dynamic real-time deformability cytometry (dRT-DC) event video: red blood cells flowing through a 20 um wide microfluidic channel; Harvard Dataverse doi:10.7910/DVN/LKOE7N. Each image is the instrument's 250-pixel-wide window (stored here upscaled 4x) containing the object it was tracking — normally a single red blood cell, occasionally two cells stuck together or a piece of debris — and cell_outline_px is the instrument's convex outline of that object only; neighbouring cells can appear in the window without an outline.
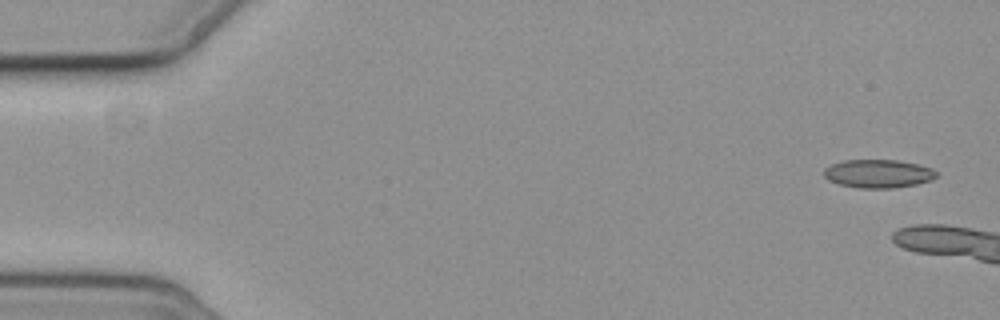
{"species": "common noctule bat (a hibernating species)", "species_latin": "Nyctalus noctula", "temperature_condition": "cold", "stored_images_in_passage": 2, "camera_frame_rate_fps": 3000, "um_per_image_px": 0.085, "animal": {"sex": "female", "body_mass_g": 19.3, "forearm_length_mm": 54.1}, "frame": {"image": 1, "passage_image": 1, "time_ms": 0.0, "image_size_px": [1000, 320], "cell_outline_px": [[936, 176], [928, 180], [916, 184], [892, 188], [860, 188], [840, 184], [828, 180], [824, 176], [824, 168], [832, 164], [844, 160], [896, 160], [916, 164], [932, 168], [936, 172]], "centroid_in_image_um": [74.61, 14.76], "position_along_channel_um": 10.4, "area_um2": 18.32}}